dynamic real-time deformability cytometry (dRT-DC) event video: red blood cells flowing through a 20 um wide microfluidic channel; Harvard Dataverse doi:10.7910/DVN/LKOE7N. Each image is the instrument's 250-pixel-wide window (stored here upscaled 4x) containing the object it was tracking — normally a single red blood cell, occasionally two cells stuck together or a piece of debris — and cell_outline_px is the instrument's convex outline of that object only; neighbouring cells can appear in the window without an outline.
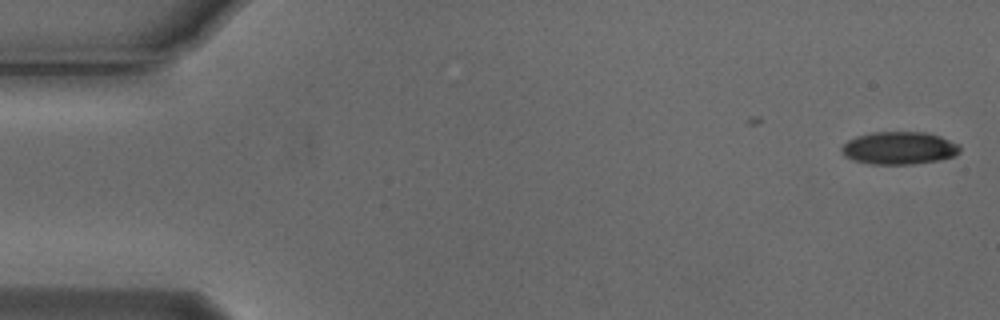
{"species": "Egyptian fruit bat (a non-hibernating species)", "species_latin": "Rousettus aegyptiacus", "temperature_condition": "cold", "stored_images_in_passage": 4, "camera_frame_rate_fps": 3000, "um_per_image_px": 0.085, "animal": {"sex": "male"}, "frame": {"image": 1, "passage_image": 1, "time_ms": 0.0, "image_size_px": [1000, 320], "cell_outline_px": [[960, 152], [956, 156], [940, 160], [912, 164], [872, 164], [852, 160], [844, 156], [840, 148], [848, 140], [856, 136], [872, 132], [924, 132], [940, 136], [960, 144]], "centroid_in_image_um": [76.44, 12.59], "position_along_channel_um": 8.6, "area_um2": 22.72}}